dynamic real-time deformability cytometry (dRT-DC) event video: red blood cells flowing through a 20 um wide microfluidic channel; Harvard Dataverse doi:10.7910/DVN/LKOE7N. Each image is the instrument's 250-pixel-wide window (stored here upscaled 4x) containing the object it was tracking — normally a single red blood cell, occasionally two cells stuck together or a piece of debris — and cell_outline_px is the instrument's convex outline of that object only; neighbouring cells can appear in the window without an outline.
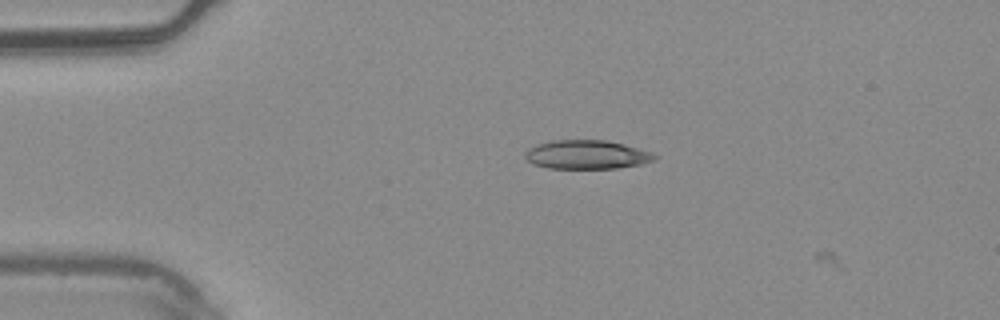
{"species": "common noctule bat (a hibernating species)", "species_latin": "Nyctalus noctula", "temperature_condition": "warm", "stored_images_in_passage": 3, "camera_frame_rate_fps": 3000, "um_per_image_px": 0.085, "animal": {"sex": "male", "body_mass_g": 20.4}, "frame": {"image": 1, "passage_image": 2, "time_ms": 0.333, "image_size_px": [1000, 320], "cell_outline_px": [[660, 156], [656, 160], [640, 164], [616, 168], [548, 168], [532, 164], [524, 156], [524, 152], [528, 148], [536, 144], [552, 140], [604, 140], [624, 144], [652, 152]], "centroid_in_image_um": [49.87, 13.14], "position_along_channel_um": 35.1, "area_um2": 21.91}}